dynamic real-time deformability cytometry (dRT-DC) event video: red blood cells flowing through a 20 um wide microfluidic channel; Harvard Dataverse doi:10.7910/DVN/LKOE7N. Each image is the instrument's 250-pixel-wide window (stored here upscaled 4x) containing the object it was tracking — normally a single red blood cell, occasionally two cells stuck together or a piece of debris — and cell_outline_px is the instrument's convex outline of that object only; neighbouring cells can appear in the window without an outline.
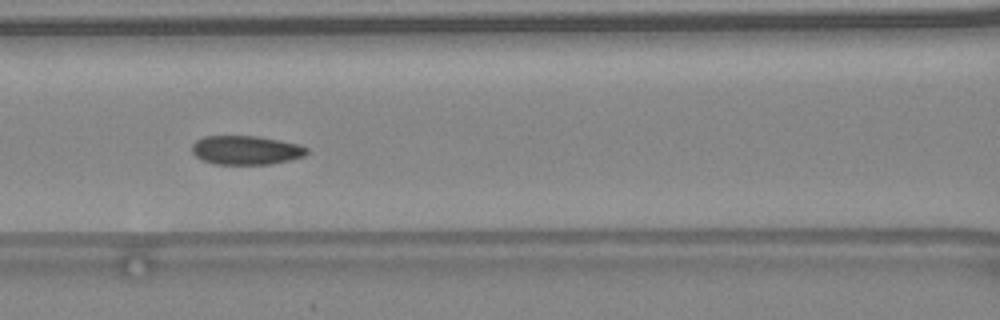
{"species": "common noctule bat (a hibernating species)", "species_latin": "Nyctalus noctula", "temperature_condition": "warm", "stored_images_in_passage": 43, "camera_frame_rate_fps": 3000, "um_per_image_px": 0.085, "animal": {"sex": "female", "body_mass_g": 24.6, "forearm_length_mm": 56.2}, "frame": {"image": 1, "passage_image": 19, "time_ms": 6.0, "image_size_px": [1000, 320], "cell_outline_px": [[308, 152], [304, 156], [272, 164], [216, 164], [204, 160], [196, 156], [192, 152], [192, 144], [196, 140], [204, 136], [260, 136], [300, 144], [308, 148]], "centroid_in_image_um": [20.93, 12.75], "position_along_channel_um": 145.7, "area_um2": 19.42}, "authors_computed_cell_mechanics": {"area_um2": 19.7676, "velocity_mm_per_s": 4.5254, "shape_relaxation_time_tau1_ms": 7.6699, "shape_relaxation_time_tau2_ms": 2.0423, "deformation_change_tau1": 0.1296, "deformation_change_tau2": 0.0696}}